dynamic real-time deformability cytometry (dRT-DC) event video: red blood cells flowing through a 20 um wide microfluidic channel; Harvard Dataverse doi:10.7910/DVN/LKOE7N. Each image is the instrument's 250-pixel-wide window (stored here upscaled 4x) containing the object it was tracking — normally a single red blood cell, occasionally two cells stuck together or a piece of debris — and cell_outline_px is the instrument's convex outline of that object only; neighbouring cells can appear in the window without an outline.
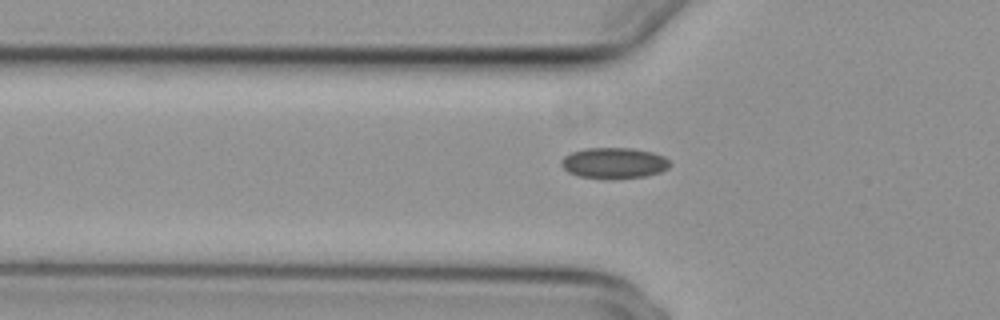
{"species": "common noctule bat (a hibernating species)", "species_latin": "Nyctalus noctula", "temperature_condition": "cold", "stored_images_in_passage": 37, "camera_frame_rate_fps": 3000, "um_per_image_px": 0.085, "animal": {"sex": "female", "body_mass_g": 29.2, "forearm_length_mm": 56.3}, "frame": {"image": 1, "passage_image": 6, "time_ms": 1.667, "image_size_px": [1000, 320], "cell_outline_px": [[672, 164], [668, 168], [660, 172], [644, 176], [580, 176], [568, 172], [560, 164], [560, 160], [564, 156], [572, 152], [584, 148], [632, 148], [652, 152], [664, 156]], "centroid_in_image_um": [52.19, 13.8], "position_along_channel_um": 73.6, "area_um2": 18.84}}
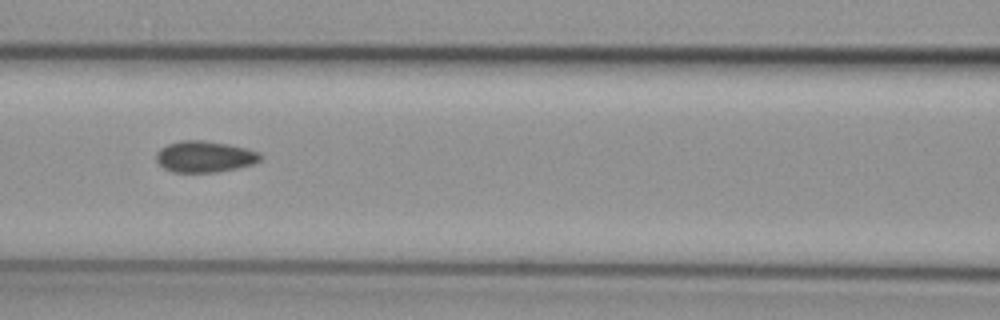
{"frame": {"image": 2, "passage_image": 12, "time_ms": 3.667, "image_size_px": [1000, 320], "cell_outline_px": [[264, 156], [260, 160], [252, 164], [236, 168], [216, 172], [172, 172], [164, 168], [156, 160], [156, 152], [160, 148], [168, 144], [180, 140], [204, 140], [228, 144], [248, 148], [260, 152]], "centroid_in_image_um": [17.41, 13.3], "position_along_channel_um": 149.2, "area_um2": 19.13}}
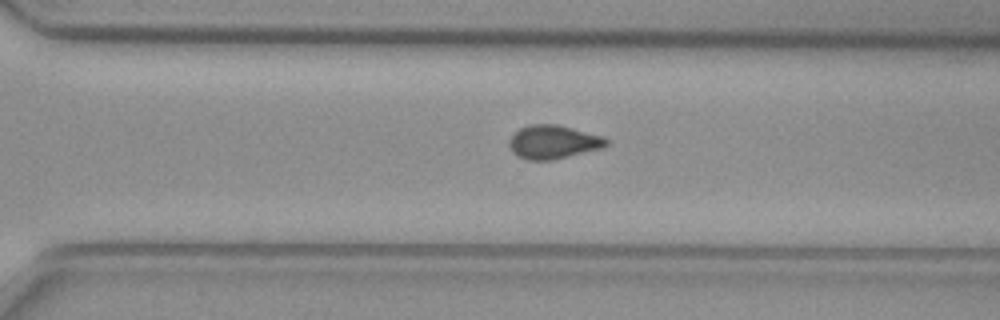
{"frame": {"image": 3, "passage_image": 26, "time_ms": 8.333, "image_size_px": [1000, 320], "cell_outline_px": [[608, 144], [604, 148], [552, 160], [528, 160], [516, 156], [512, 152], [508, 144], [508, 140], [512, 132], [520, 128], [532, 124], [556, 124], [604, 136], [608, 140]], "centroid_in_image_um": [47.0, 12.07], "position_along_channel_um": 323.6, "area_um2": 19.31}, "authors_computed_cell_mechanics": {"area_um2": 18.9584, "velocity_mm_per_s": 3.7484, "shape_relaxation_time_tau1_ms": null, "shape_relaxation_time_tau2_ms": 6.1422, "deformation_change_tau1": null, "deformation_change_tau2": 0.0869}}